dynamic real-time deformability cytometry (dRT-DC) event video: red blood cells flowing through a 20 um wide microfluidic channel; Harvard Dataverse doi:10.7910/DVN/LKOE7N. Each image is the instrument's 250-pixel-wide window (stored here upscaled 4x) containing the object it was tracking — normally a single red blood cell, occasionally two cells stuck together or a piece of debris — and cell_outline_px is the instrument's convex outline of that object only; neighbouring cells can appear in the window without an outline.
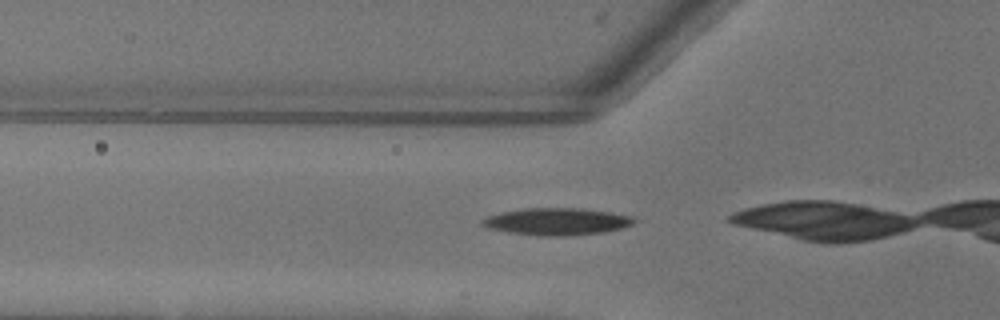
{"species": "common noctule bat (a hibernating species)", "species_latin": "Nyctalus noctula", "temperature_condition": "warm", "stored_images_in_passage": 14, "camera_frame_rate_fps": 3000, "um_per_image_px": 0.085, "animal": {"sex": "female"}, "frame": {"image": 1, "passage_image": 10, "time_ms": 3.0, "image_size_px": [1000, 320], "cell_outline_px": [[636, 220], [632, 224], [620, 228], [600, 232], [560, 236], [544, 236], [508, 232], [488, 228], [480, 224], [480, 220], [488, 216], [500, 212], [524, 208], [580, 208], [612, 212], [632, 216]], "centroid_in_image_um": [47.28, 18.81], "position_along_channel_um": 78.5, "area_um2": 23.81}}
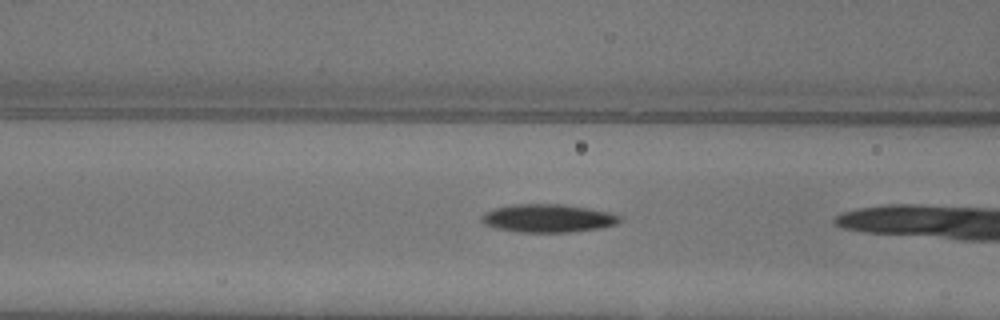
{"frame": {"image": 2, "passage_image": 13, "time_ms": 4.0, "image_size_px": [1000, 320], "cell_outline_px": [[624, 216], [616, 224], [600, 228], [568, 232], [520, 232], [496, 228], [484, 224], [480, 220], [480, 216], [484, 212], [496, 208], [512, 204], [560, 204], [612, 212]], "centroid_in_image_um": [46.58, 18.55], "position_along_channel_um": 120.0, "area_um2": 22.72}}